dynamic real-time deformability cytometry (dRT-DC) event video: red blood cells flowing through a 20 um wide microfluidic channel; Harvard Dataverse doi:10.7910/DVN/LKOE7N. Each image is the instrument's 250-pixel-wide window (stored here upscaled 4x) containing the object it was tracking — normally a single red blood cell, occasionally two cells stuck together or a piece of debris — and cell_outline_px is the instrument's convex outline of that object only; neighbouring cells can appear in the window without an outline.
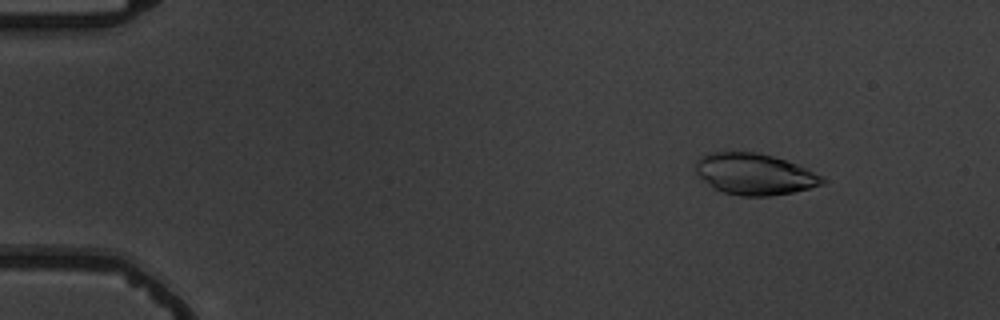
{"species": "common noctule bat (a hibernating species)", "species_latin": "Nyctalus noctula", "temperature_condition": "warm", "stored_images_in_passage": 4, "camera_frame_rate_fps": 3000, "um_per_image_px": 0.085, "animal": {"sex": "male", "body_mass_g": 19.5, "forearm_length_mm": 54.6}, "frame": {"image": 1, "passage_image": 2, "time_ms": 1.0, "image_size_px": [1000, 320], "cell_outline_px": [[828, 180], [824, 184], [792, 192], [768, 196], [740, 196], [724, 192], [716, 188], [700, 176], [696, 172], [696, 160], [700, 156], [708, 152], [756, 152], [772, 156], [796, 164], [824, 176]], "centroid_in_image_um": [64.16, 14.79], "position_along_channel_um": 20.8, "area_um2": 30.23}}